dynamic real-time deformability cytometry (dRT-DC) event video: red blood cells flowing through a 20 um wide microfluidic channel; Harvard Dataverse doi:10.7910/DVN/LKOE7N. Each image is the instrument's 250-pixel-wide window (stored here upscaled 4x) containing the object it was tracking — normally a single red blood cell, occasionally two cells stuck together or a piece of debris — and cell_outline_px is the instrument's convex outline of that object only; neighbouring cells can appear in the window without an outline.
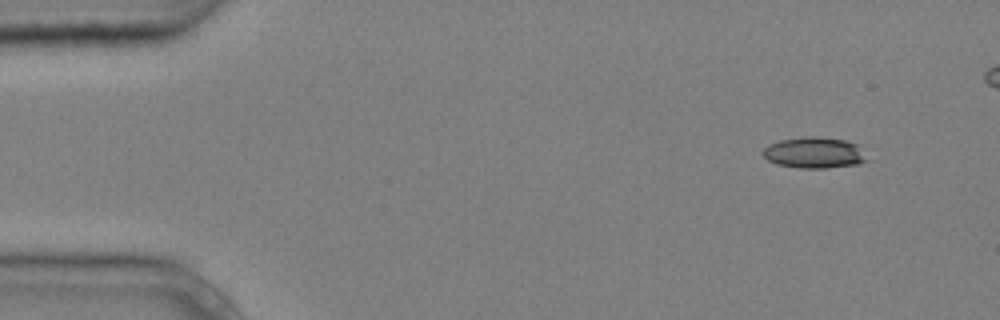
{"species": "common noctule bat (a hibernating species)", "species_latin": "Nyctalus noctula", "temperature_condition": "cold", "stored_images_in_passage": 5, "camera_frame_rate_fps": 3000, "um_per_image_px": 0.085, "animal": {"sex": "male", "body_mass_g": 20.4}, "frame": {"image": 1, "passage_image": 1, "time_ms": 0.0, "image_size_px": [1000, 320], "cell_outline_px": [[872, 160], [856, 164], [828, 168], [800, 168], [776, 164], [768, 160], [764, 156], [764, 148], [768, 144], [780, 140], [808, 136], [816, 136], [844, 140], [860, 144]], "centroid_in_image_um": [69.31, 12.98], "position_along_channel_um": 15.7, "area_um2": 19.19}}